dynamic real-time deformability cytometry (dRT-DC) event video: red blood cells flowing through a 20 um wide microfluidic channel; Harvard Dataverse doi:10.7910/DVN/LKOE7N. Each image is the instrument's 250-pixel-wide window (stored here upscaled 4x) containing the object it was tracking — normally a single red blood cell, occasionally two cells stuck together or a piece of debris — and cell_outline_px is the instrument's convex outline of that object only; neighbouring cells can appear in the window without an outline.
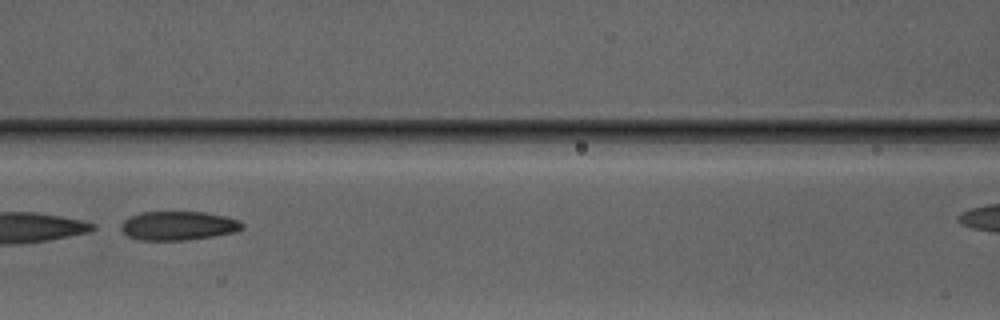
{"species": "Egyptian fruit bat (a non-hibernating species)", "species_latin": "Rousettus aegyptiacus", "temperature_condition": "warm", "stored_images_in_passage": 6, "segment_of_instrument_passage": [1, 2], "camera_frame_rate_fps": 3000, "um_per_image_px": 0.085, "animal": {"sex": "male"}, "frame": {"image": 1, "passage_image": 5, "time_ms": 4.667, "image_size_px": [1000, 320], "cell_outline_px": [[244, 228], [236, 232], [188, 240], [140, 240], [128, 236], [120, 228], [120, 224], [124, 220], [140, 212], [204, 212], [224, 216], [240, 220], [244, 224]], "centroid_in_image_um": [15.17, 19.19], "position_along_channel_um": 151.4, "area_um2": 20.46}}